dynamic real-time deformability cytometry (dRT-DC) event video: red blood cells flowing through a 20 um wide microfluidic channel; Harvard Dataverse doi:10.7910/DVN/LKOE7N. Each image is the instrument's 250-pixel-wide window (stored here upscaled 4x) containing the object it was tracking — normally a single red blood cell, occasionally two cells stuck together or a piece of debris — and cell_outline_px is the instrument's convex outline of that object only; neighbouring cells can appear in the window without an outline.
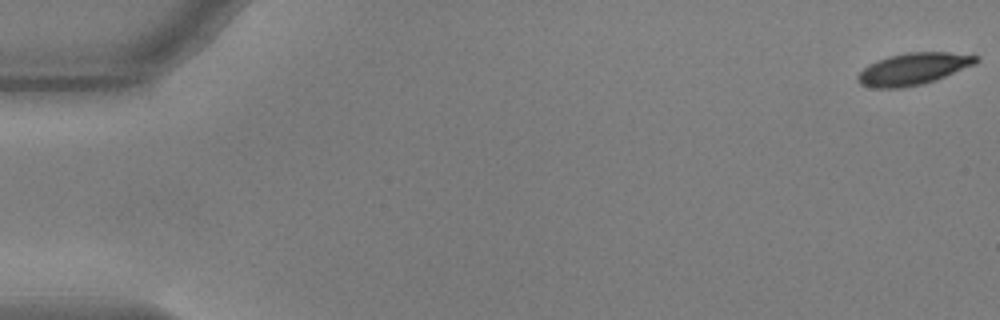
{"species": "common noctule bat (a hibernating species)", "species_latin": "Nyctalus noctula", "temperature_condition": "warm", "stored_images_in_passage": 57, "camera_frame_rate_fps": 3000, "um_per_image_px": 0.085, "animal": {"sex": "male", "body_mass_g": 17.9, "forearm_length_mm": 54.2}, "frame": {"image": 1, "passage_image": 1, "time_ms": 0.0, "image_size_px": [1000, 320], "cell_outline_px": [[980, 60], [976, 64], [936, 80], [924, 84], [904, 88], [872, 88], [860, 84], [856, 80], [856, 76], [868, 64], [876, 60], [888, 56], [908, 52], [948, 52], [980, 56]], "centroid_in_image_um": [77.63, 5.86], "position_along_channel_um": 7.4, "area_um2": 22.31}}
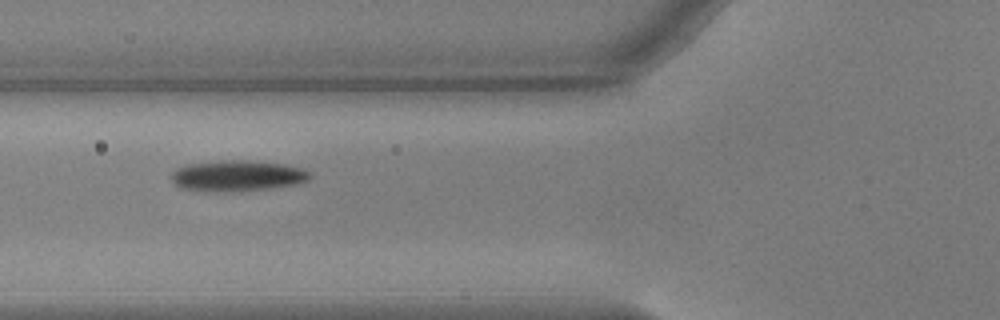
{"frame": {"image": 2, "passage_image": 22, "time_ms": 7.0, "image_size_px": [1000, 320], "cell_outline_px": [[312, 176], [308, 180], [296, 184], [272, 188], [228, 192], [208, 192], [180, 188], [172, 184], [168, 176], [176, 168], [188, 164], [220, 160], [248, 160], [284, 164], [304, 168], [312, 172]], "centroid_in_image_um": [20.13, 14.95], "position_along_channel_um": 105.7, "area_um2": 25.61}}
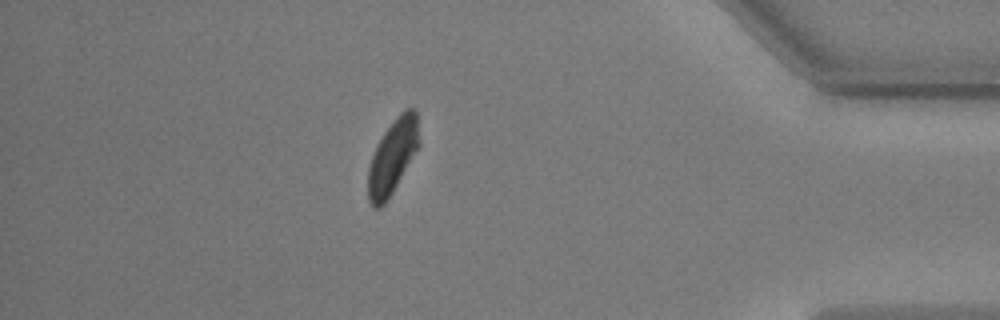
{"frame": {"image": 3, "passage_image": 50, "time_ms": 16.333, "image_size_px": [1000, 320], "cell_outline_px": [[420, 144], [392, 192], [384, 204], [380, 208], [372, 208], [368, 200], [368, 168], [376, 144], [384, 132], [396, 116], [404, 108], [412, 108], [416, 112], [420, 140]], "centroid_in_image_um": [33.36, 13.3], "position_along_channel_um": 401.8, "area_um2": 22.02}, "authors_computed_cell_mechanics": {"area_um2": 23.987, "velocity_mm_per_s": 3.5891, "shape_relaxation_time_tau1_ms": 4.1839, "shape_relaxation_time_tau2_ms": 3.6748, "deformation_change_tau1": 0.1558, "deformation_change_tau2": 0.0609}}